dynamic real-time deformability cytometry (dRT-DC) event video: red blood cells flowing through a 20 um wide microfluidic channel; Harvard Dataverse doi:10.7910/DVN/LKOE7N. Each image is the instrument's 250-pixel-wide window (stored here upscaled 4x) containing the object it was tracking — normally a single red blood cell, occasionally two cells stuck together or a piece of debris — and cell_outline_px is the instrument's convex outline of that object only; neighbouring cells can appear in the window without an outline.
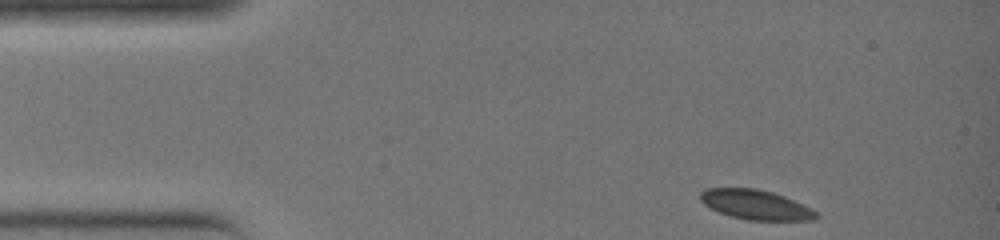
{"species": "common noctule bat (a hibernating species)", "species_latin": "Nyctalus noctula", "temperature_condition": "warm", "stored_images_in_passage": 30, "camera_frame_rate_fps": 3000, "um_per_image_px": 0.085, "animal": {"sex": "female", "body_mass_g": 19.0, "forearm_length_mm": 51.5}, "frame": {"image": 1, "passage_image": 1, "time_ms": 0.0, "image_size_px": [1000, 240], "cell_outline_px": [[820, 216], [816, 220], [748, 220], [732, 216], [720, 212], [704, 204], [700, 200], [700, 192], [704, 188], [756, 188], [772, 192], [784, 196], [812, 208]], "centroid_in_image_um": [64.25, 17.39], "position_along_channel_um": 20.7, "area_um2": 20.0}}
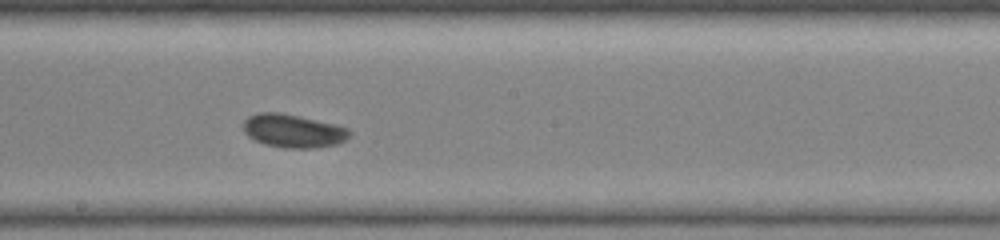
{"frame": {"image": 2, "passage_image": 17, "time_ms": 5.333, "image_size_px": [1000, 240], "cell_outline_px": [[352, 132], [344, 140], [336, 144], [316, 148], [284, 148], [264, 144], [248, 136], [244, 132], [244, 120], [248, 116], [256, 112], [280, 112], [300, 116], [336, 124], [348, 128]], "centroid_in_image_um": [24.91, 11.11], "position_along_channel_um": 223.3, "area_um2": 20.75}}
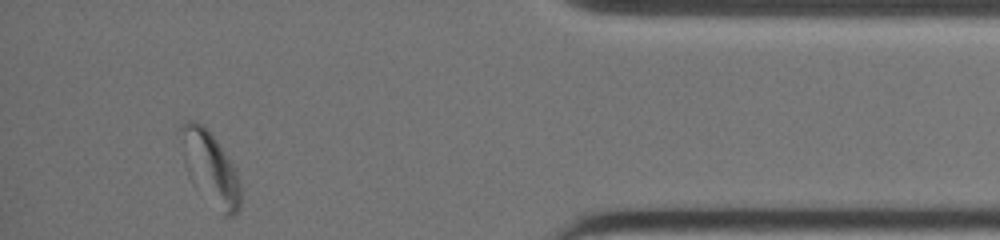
{"frame": {"image": 3, "passage_image": 30, "time_ms": 9.667, "image_size_px": [1000, 240], "cell_outline_px": [[240, 208], [232, 216], [224, 216], [180, 128], [188, 120], [196, 120], [204, 124], [216, 140], [236, 168], [240, 184]], "centroid_in_image_um": [18.21, 14.13], "position_along_channel_um": 417.0, "area_um2": 19.48}}